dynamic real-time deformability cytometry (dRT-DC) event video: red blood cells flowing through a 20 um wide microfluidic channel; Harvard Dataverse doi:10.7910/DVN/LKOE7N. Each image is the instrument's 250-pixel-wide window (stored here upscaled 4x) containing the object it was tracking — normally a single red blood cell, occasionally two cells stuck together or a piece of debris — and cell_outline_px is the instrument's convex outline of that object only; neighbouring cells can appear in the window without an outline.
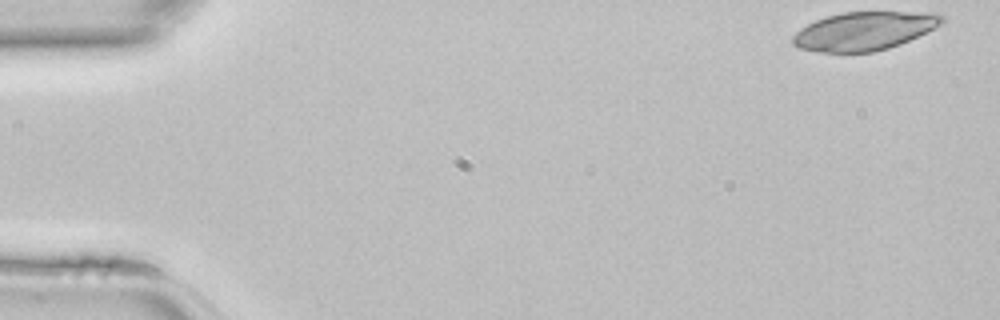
{"species": "common noctule bat (a hibernating species)", "species_latin": "Nyctalus noctula", "temperature_condition": "room temperature", "stored_images_in_passage": 8, "camera_frame_rate_fps": 3000, "um_per_image_px": 0.085, "animal": {"sex": "female", "body_mass_g": 22.7, "forearm_length_mm": 54.2}, "frame": {"image": 1, "passage_image": 1, "time_ms": 0.0, "image_size_px": [1000, 320], "cell_outline_px": [[944, 20], [940, 24], [900, 44], [888, 48], [872, 52], [820, 52], [800, 48], [792, 44], [792, 36], [800, 28], [816, 20], [828, 16], [844, 12], [936, 12], [944, 16]], "centroid_in_image_um": [73.43, 2.63], "position_along_channel_um": 11.6, "area_um2": 33.06}}